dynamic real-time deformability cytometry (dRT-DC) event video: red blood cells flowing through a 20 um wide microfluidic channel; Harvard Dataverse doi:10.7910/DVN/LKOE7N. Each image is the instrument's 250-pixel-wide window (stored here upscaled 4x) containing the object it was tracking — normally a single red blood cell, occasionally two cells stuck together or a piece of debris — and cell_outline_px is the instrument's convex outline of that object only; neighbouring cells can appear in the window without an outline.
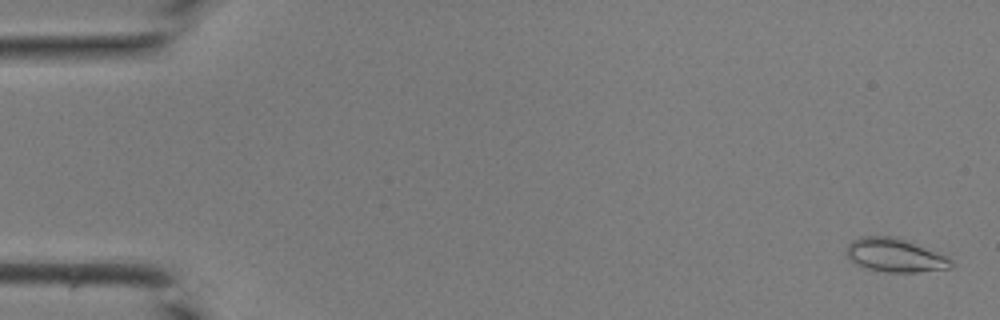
{"species": "common noctule bat (a hibernating species)", "species_latin": "Nyctalus noctula", "temperature_condition": "room temperature", "stored_images_in_passage": 43, "camera_frame_rate_fps": 3000, "um_per_image_px": 0.085, "animal": {"sex": "male", "body_mass_g": 19.0, "forearm_length_mm": 50.8}, "frame": {"image": 1, "passage_image": 2, "time_ms": 0.333, "image_size_px": [1000, 320], "cell_outline_px": [[956, 264], [952, 268], [916, 272], [888, 272], [868, 268], [856, 264], [844, 252], [848, 244], [852, 240], [860, 236], [896, 236], [908, 240], [944, 256], [952, 260]], "centroid_in_image_um": [76.07, 21.68], "position_along_channel_um": 8.9, "area_um2": 20.46}}
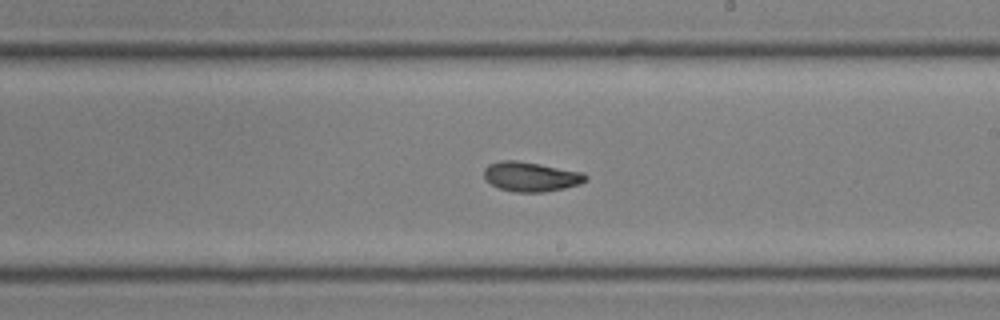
{"frame": {"image": 2, "passage_image": 26, "time_ms": 8.333, "image_size_px": [1000, 320], "cell_outline_px": [[588, 180], [580, 184], [564, 188], [544, 192], [512, 192], [500, 188], [492, 184], [484, 176], [484, 168], [488, 164], [500, 160], [516, 160], [540, 164], [584, 172], [588, 176]], "centroid_in_image_um": [45.15, 15.01], "position_along_channel_um": 243.8, "area_um2": 17.63}}
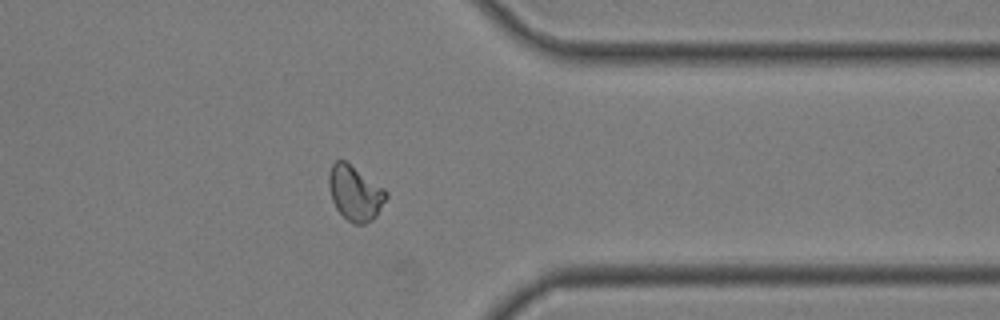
{"frame": {"image": 3, "passage_image": 35, "time_ms": 11.333, "image_size_px": [1000, 320], "cell_outline_px": [[388, 196], [376, 216], [372, 220], [364, 224], [352, 224], [336, 208], [332, 200], [328, 184], [328, 176], [332, 164], [336, 160], [344, 160], [384, 188], [388, 192]], "centroid_in_image_um": [30.18, 16.42], "position_along_channel_um": 381.2, "area_um2": 18.21}}